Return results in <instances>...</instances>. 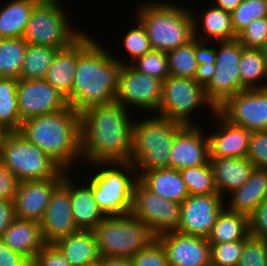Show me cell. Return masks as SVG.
<instances>
[{
  "mask_svg": "<svg viewBox=\"0 0 267 266\" xmlns=\"http://www.w3.org/2000/svg\"><path fill=\"white\" fill-rule=\"evenodd\" d=\"M54 245L71 266H96L101 257L92 230H79Z\"/></svg>",
  "mask_w": 267,
  "mask_h": 266,
  "instance_id": "cell-26",
  "label": "cell"
},
{
  "mask_svg": "<svg viewBox=\"0 0 267 266\" xmlns=\"http://www.w3.org/2000/svg\"><path fill=\"white\" fill-rule=\"evenodd\" d=\"M11 133L5 126L0 125V153L4 146L6 137Z\"/></svg>",
  "mask_w": 267,
  "mask_h": 266,
  "instance_id": "cell-54",
  "label": "cell"
},
{
  "mask_svg": "<svg viewBox=\"0 0 267 266\" xmlns=\"http://www.w3.org/2000/svg\"><path fill=\"white\" fill-rule=\"evenodd\" d=\"M156 239L163 246L169 266H209L211 245L207 238L172 231Z\"/></svg>",
  "mask_w": 267,
  "mask_h": 266,
  "instance_id": "cell-18",
  "label": "cell"
},
{
  "mask_svg": "<svg viewBox=\"0 0 267 266\" xmlns=\"http://www.w3.org/2000/svg\"><path fill=\"white\" fill-rule=\"evenodd\" d=\"M239 71L241 91L267 88V65L260 48H245L242 46Z\"/></svg>",
  "mask_w": 267,
  "mask_h": 266,
  "instance_id": "cell-33",
  "label": "cell"
},
{
  "mask_svg": "<svg viewBox=\"0 0 267 266\" xmlns=\"http://www.w3.org/2000/svg\"><path fill=\"white\" fill-rule=\"evenodd\" d=\"M0 161L15 175L18 182L63 178L67 172L19 132H11L6 137Z\"/></svg>",
  "mask_w": 267,
  "mask_h": 266,
  "instance_id": "cell-9",
  "label": "cell"
},
{
  "mask_svg": "<svg viewBox=\"0 0 267 266\" xmlns=\"http://www.w3.org/2000/svg\"><path fill=\"white\" fill-rule=\"evenodd\" d=\"M135 21L137 23L136 26L134 25L131 29L127 30L122 40L123 48L128 53L127 56L130 58L128 60L131 62L152 50L144 25L138 18Z\"/></svg>",
  "mask_w": 267,
  "mask_h": 266,
  "instance_id": "cell-40",
  "label": "cell"
},
{
  "mask_svg": "<svg viewBox=\"0 0 267 266\" xmlns=\"http://www.w3.org/2000/svg\"><path fill=\"white\" fill-rule=\"evenodd\" d=\"M96 171L87 179L93 194L106 217L131 213L137 171L131 162L91 163ZM97 166V167H96ZM100 168V169H99ZM103 168V169H102Z\"/></svg>",
  "mask_w": 267,
  "mask_h": 266,
  "instance_id": "cell-6",
  "label": "cell"
},
{
  "mask_svg": "<svg viewBox=\"0 0 267 266\" xmlns=\"http://www.w3.org/2000/svg\"><path fill=\"white\" fill-rule=\"evenodd\" d=\"M237 39L245 48H260L267 39V17L253 21L237 35Z\"/></svg>",
  "mask_w": 267,
  "mask_h": 266,
  "instance_id": "cell-44",
  "label": "cell"
},
{
  "mask_svg": "<svg viewBox=\"0 0 267 266\" xmlns=\"http://www.w3.org/2000/svg\"><path fill=\"white\" fill-rule=\"evenodd\" d=\"M189 195L218 194L211 164L179 170Z\"/></svg>",
  "mask_w": 267,
  "mask_h": 266,
  "instance_id": "cell-37",
  "label": "cell"
},
{
  "mask_svg": "<svg viewBox=\"0 0 267 266\" xmlns=\"http://www.w3.org/2000/svg\"><path fill=\"white\" fill-rule=\"evenodd\" d=\"M57 51L54 47L28 44L19 79H45Z\"/></svg>",
  "mask_w": 267,
  "mask_h": 266,
  "instance_id": "cell-34",
  "label": "cell"
},
{
  "mask_svg": "<svg viewBox=\"0 0 267 266\" xmlns=\"http://www.w3.org/2000/svg\"><path fill=\"white\" fill-rule=\"evenodd\" d=\"M1 239L12 251L22 254L31 263L45 245L40 223L17 217L5 230Z\"/></svg>",
  "mask_w": 267,
  "mask_h": 266,
  "instance_id": "cell-25",
  "label": "cell"
},
{
  "mask_svg": "<svg viewBox=\"0 0 267 266\" xmlns=\"http://www.w3.org/2000/svg\"><path fill=\"white\" fill-rule=\"evenodd\" d=\"M71 176L70 173V201L74 223L79 230H93L106 216L96 203L93 187L87 180V175L85 182L82 179L79 183Z\"/></svg>",
  "mask_w": 267,
  "mask_h": 266,
  "instance_id": "cell-23",
  "label": "cell"
},
{
  "mask_svg": "<svg viewBox=\"0 0 267 266\" xmlns=\"http://www.w3.org/2000/svg\"><path fill=\"white\" fill-rule=\"evenodd\" d=\"M17 102L21 122L68 106L66 97L44 79H18Z\"/></svg>",
  "mask_w": 267,
  "mask_h": 266,
  "instance_id": "cell-16",
  "label": "cell"
},
{
  "mask_svg": "<svg viewBox=\"0 0 267 266\" xmlns=\"http://www.w3.org/2000/svg\"><path fill=\"white\" fill-rule=\"evenodd\" d=\"M191 11L193 17V37L204 45L237 38L232 27L230 12L213 4L207 9H203L200 17H197L199 14H194L193 9Z\"/></svg>",
  "mask_w": 267,
  "mask_h": 266,
  "instance_id": "cell-22",
  "label": "cell"
},
{
  "mask_svg": "<svg viewBox=\"0 0 267 266\" xmlns=\"http://www.w3.org/2000/svg\"><path fill=\"white\" fill-rule=\"evenodd\" d=\"M211 44L206 48L215 57V72L204 89L206 97L218 108L230 96L241 91L239 64L242 44L237 38L214 42L216 48Z\"/></svg>",
  "mask_w": 267,
  "mask_h": 266,
  "instance_id": "cell-11",
  "label": "cell"
},
{
  "mask_svg": "<svg viewBox=\"0 0 267 266\" xmlns=\"http://www.w3.org/2000/svg\"><path fill=\"white\" fill-rule=\"evenodd\" d=\"M27 46L23 38H0V77L19 79Z\"/></svg>",
  "mask_w": 267,
  "mask_h": 266,
  "instance_id": "cell-36",
  "label": "cell"
},
{
  "mask_svg": "<svg viewBox=\"0 0 267 266\" xmlns=\"http://www.w3.org/2000/svg\"><path fill=\"white\" fill-rule=\"evenodd\" d=\"M247 158L256 168L267 167V131L251 133Z\"/></svg>",
  "mask_w": 267,
  "mask_h": 266,
  "instance_id": "cell-45",
  "label": "cell"
},
{
  "mask_svg": "<svg viewBox=\"0 0 267 266\" xmlns=\"http://www.w3.org/2000/svg\"><path fill=\"white\" fill-rule=\"evenodd\" d=\"M92 231L101 256L131 258L156 239L153 231L131 213L105 217Z\"/></svg>",
  "mask_w": 267,
  "mask_h": 266,
  "instance_id": "cell-7",
  "label": "cell"
},
{
  "mask_svg": "<svg viewBox=\"0 0 267 266\" xmlns=\"http://www.w3.org/2000/svg\"><path fill=\"white\" fill-rule=\"evenodd\" d=\"M217 110L231 123L251 132L267 131V88L239 91Z\"/></svg>",
  "mask_w": 267,
  "mask_h": 266,
  "instance_id": "cell-14",
  "label": "cell"
},
{
  "mask_svg": "<svg viewBox=\"0 0 267 266\" xmlns=\"http://www.w3.org/2000/svg\"><path fill=\"white\" fill-rule=\"evenodd\" d=\"M214 72H215V57L206 48L200 56L194 80L198 84L205 86L214 75Z\"/></svg>",
  "mask_w": 267,
  "mask_h": 266,
  "instance_id": "cell-48",
  "label": "cell"
},
{
  "mask_svg": "<svg viewBox=\"0 0 267 266\" xmlns=\"http://www.w3.org/2000/svg\"><path fill=\"white\" fill-rule=\"evenodd\" d=\"M163 80L143 74L130 64H122L115 101L126 109L157 113L161 103Z\"/></svg>",
  "mask_w": 267,
  "mask_h": 266,
  "instance_id": "cell-13",
  "label": "cell"
},
{
  "mask_svg": "<svg viewBox=\"0 0 267 266\" xmlns=\"http://www.w3.org/2000/svg\"><path fill=\"white\" fill-rule=\"evenodd\" d=\"M138 180L151 192L173 202L182 203L189 196L186 184L177 169H153L143 172Z\"/></svg>",
  "mask_w": 267,
  "mask_h": 266,
  "instance_id": "cell-28",
  "label": "cell"
},
{
  "mask_svg": "<svg viewBox=\"0 0 267 266\" xmlns=\"http://www.w3.org/2000/svg\"><path fill=\"white\" fill-rule=\"evenodd\" d=\"M40 0H8L0 7V38H22Z\"/></svg>",
  "mask_w": 267,
  "mask_h": 266,
  "instance_id": "cell-30",
  "label": "cell"
},
{
  "mask_svg": "<svg viewBox=\"0 0 267 266\" xmlns=\"http://www.w3.org/2000/svg\"><path fill=\"white\" fill-rule=\"evenodd\" d=\"M267 17V0H243L231 12L232 27L236 35L256 19Z\"/></svg>",
  "mask_w": 267,
  "mask_h": 266,
  "instance_id": "cell-39",
  "label": "cell"
},
{
  "mask_svg": "<svg viewBox=\"0 0 267 266\" xmlns=\"http://www.w3.org/2000/svg\"><path fill=\"white\" fill-rule=\"evenodd\" d=\"M215 185L226 199L230 192L242 187L250 178L256 166L248 158H210Z\"/></svg>",
  "mask_w": 267,
  "mask_h": 266,
  "instance_id": "cell-24",
  "label": "cell"
},
{
  "mask_svg": "<svg viewBox=\"0 0 267 266\" xmlns=\"http://www.w3.org/2000/svg\"><path fill=\"white\" fill-rule=\"evenodd\" d=\"M88 34L83 33L78 38L75 78L67 99L68 105L78 113L92 106L115 102L122 69L121 61Z\"/></svg>",
  "mask_w": 267,
  "mask_h": 266,
  "instance_id": "cell-2",
  "label": "cell"
},
{
  "mask_svg": "<svg viewBox=\"0 0 267 266\" xmlns=\"http://www.w3.org/2000/svg\"><path fill=\"white\" fill-rule=\"evenodd\" d=\"M18 79L0 77V125L11 132H18L21 127L17 102Z\"/></svg>",
  "mask_w": 267,
  "mask_h": 266,
  "instance_id": "cell-35",
  "label": "cell"
},
{
  "mask_svg": "<svg viewBox=\"0 0 267 266\" xmlns=\"http://www.w3.org/2000/svg\"><path fill=\"white\" fill-rule=\"evenodd\" d=\"M248 235V217L237 212H232L224 207L218 214L207 239L210 244H220L244 240Z\"/></svg>",
  "mask_w": 267,
  "mask_h": 266,
  "instance_id": "cell-31",
  "label": "cell"
},
{
  "mask_svg": "<svg viewBox=\"0 0 267 266\" xmlns=\"http://www.w3.org/2000/svg\"><path fill=\"white\" fill-rule=\"evenodd\" d=\"M238 266H267V240L248 235Z\"/></svg>",
  "mask_w": 267,
  "mask_h": 266,
  "instance_id": "cell-42",
  "label": "cell"
},
{
  "mask_svg": "<svg viewBox=\"0 0 267 266\" xmlns=\"http://www.w3.org/2000/svg\"><path fill=\"white\" fill-rule=\"evenodd\" d=\"M119 59L121 64H130L137 71L160 80H165L169 76L168 56L166 52L151 50L143 56L136 58L133 62Z\"/></svg>",
  "mask_w": 267,
  "mask_h": 266,
  "instance_id": "cell-38",
  "label": "cell"
},
{
  "mask_svg": "<svg viewBox=\"0 0 267 266\" xmlns=\"http://www.w3.org/2000/svg\"><path fill=\"white\" fill-rule=\"evenodd\" d=\"M32 266H71L54 244H45L36 254Z\"/></svg>",
  "mask_w": 267,
  "mask_h": 266,
  "instance_id": "cell-47",
  "label": "cell"
},
{
  "mask_svg": "<svg viewBox=\"0 0 267 266\" xmlns=\"http://www.w3.org/2000/svg\"><path fill=\"white\" fill-rule=\"evenodd\" d=\"M181 203L173 202L147 189L139 180L134 184L131 214L147 225L157 237L177 231Z\"/></svg>",
  "mask_w": 267,
  "mask_h": 266,
  "instance_id": "cell-12",
  "label": "cell"
},
{
  "mask_svg": "<svg viewBox=\"0 0 267 266\" xmlns=\"http://www.w3.org/2000/svg\"><path fill=\"white\" fill-rule=\"evenodd\" d=\"M63 178L26 180L18 182L13 199L15 216L41 222L54 189Z\"/></svg>",
  "mask_w": 267,
  "mask_h": 266,
  "instance_id": "cell-20",
  "label": "cell"
},
{
  "mask_svg": "<svg viewBox=\"0 0 267 266\" xmlns=\"http://www.w3.org/2000/svg\"><path fill=\"white\" fill-rule=\"evenodd\" d=\"M0 266H32L22 254L12 251L0 238Z\"/></svg>",
  "mask_w": 267,
  "mask_h": 266,
  "instance_id": "cell-50",
  "label": "cell"
},
{
  "mask_svg": "<svg viewBox=\"0 0 267 266\" xmlns=\"http://www.w3.org/2000/svg\"><path fill=\"white\" fill-rule=\"evenodd\" d=\"M224 201L220 194L189 195L181 203L177 231L208 238L218 214L225 207Z\"/></svg>",
  "mask_w": 267,
  "mask_h": 266,
  "instance_id": "cell-17",
  "label": "cell"
},
{
  "mask_svg": "<svg viewBox=\"0 0 267 266\" xmlns=\"http://www.w3.org/2000/svg\"><path fill=\"white\" fill-rule=\"evenodd\" d=\"M225 208L249 217L254 209L267 199V185L262 168H255L248 181L229 193Z\"/></svg>",
  "mask_w": 267,
  "mask_h": 266,
  "instance_id": "cell-27",
  "label": "cell"
},
{
  "mask_svg": "<svg viewBox=\"0 0 267 266\" xmlns=\"http://www.w3.org/2000/svg\"><path fill=\"white\" fill-rule=\"evenodd\" d=\"M210 245L211 265L238 266L244 247V240Z\"/></svg>",
  "mask_w": 267,
  "mask_h": 266,
  "instance_id": "cell-41",
  "label": "cell"
},
{
  "mask_svg": "<svg viewBox=\"0 0 267 266\" xmlns=\"http://www.w3.org/2000/svg\"><path fill=\"white\" fill-rule=\"evenodd\" d=\"M249 235L267 240V199L263 200L248 217Z\"/></svg>",
  "mask_w": 267,
  "mask_h": 266,
  "instance_id": "cell-46",
  "label": "cell"
},
{
  "mask_svg": "<svg viewBox=\"0 0 267 266\" xmlns=\"http://www.w3.org/2000/svg\"><path fill=\"white\" fill-rule=\"evenodd\" d=\"M261 51H262V54L265 58V62H266V65H267V39L265 41V43L260 47Z\"/></svg>",
  "mask_w": 267,
  "mask_h": 266,
  "instance_id": "cell-55",
  "label": "cell"
},
{
  "mask_svg": "<svg viewBox=\"0 0 267 266\" xmlns=\"http://www.w3.org/2000/svg\"><path fill=\"white\" fill-rule=\"evenodd\" d=\"M129 111V112H128ZM130 110L116 101L80 113L82 163L130 162L133 125Z\"/></svg>",
  "mask_w": 267,
  "mask_h": 266,
  "instance_id": "cell-1",
  "label": "cell"
},
{
  "mask_svg": "<svg viewBox=\"0 0 267 266\" xmlns=\"http://www.w3.org/2000/svg\"><path fill=\"white\" fill-rule=\"evenodd\" d=\"M210 163L209 140L202 124L185 125L176 135L169 155V168L181 170Z\"/></svg>",
  "mask_w": 267,
  "mask_h": 266,
  "instance_id": "cell-19",
  "label": "cell"
},
{
  "mask_svg": "<svg viewBox=\"0 0 267 266\" xmlns=\"http://www.w3.org/2000/svg\"><path fill=\"white\" fill-rule=\"evenodd\" d=\"M176 3L146 1L136 10L135 16L145 27L152 50L167 53L193 38L191 8Z\"/></svg>",
  "mask_w": 267,
  "mask_h": 266,
  "instance_id": "cell-4",
  "label": "cell"
},
{
  "mask_svg": "<svg viewBox=\"0 0 267 266\" xmlns=\"http://www.w3.org/2000/svg\"><path fill=\"white\" fill-rule=\"evenodd\" d=\"M265 175L266 185H267V167L262 168Z\"/></svg>",
  "mask_w": 267,
  "mask_h": 266,
  "instance_id": "cell-56",
  "label": "cell"
},
{
  "mask_svg": "<svg viewBox=\"0 0 267 266\" xmlns=\"http://www.w3.org/2000/svg\"><path fill=\"white\" fill-rule=\"evenodd\" d=\"M17 185L15 175L0 161V199L13 200Z\"/></svg>",
  "mask_w": 267,
  "mask_h": 266,
  "instance_id": "cell-49",
  "label": "cell"
},
{
  "mask_svg": "<svg viewBox=\"0 0 267 266\" xmlns=\"http://www.w3.org/2000/svg\"><path fill=\"white\" fill-rule=\"evenodd\" d=\"M77 59L78 39L68 47L57 51L44 79L63 94L66 99L71 96Z\"/></svg>",
  "mask_w": 267,
  "mask_h": 266,
  "instance_id": "cell-29",
  "label": "cell"
},
{
  "mask_svg": "<svg viewBox=\"0 0 267 266\" xmlns=\"http://www.w3.org/2000/svg\"><path fill=\"white\" fill-rule=\"evenodd\" d=\"M40 227L45 244H55L60 239L79 231L71 212L69 171L54 189Z\"/></svg>",
  "mask_w": 267,
  "mask_h": 266,
  "instance_id": "cell-15",
  "label": "cell"
},
{
  "mask_svg": "<svg viewBox=\"0 0 267 266\" xmlns=\"http://www.w3.org/2000/svg\"><path fill=\"white\" fill-rule=\"evenodd\" d=\"M242 1L243 0H214L212 3L214 6L231 13Z\"/></svg>",
  "mask_w": 267,
  "mask_h": 266,
  "instance_id": "cell-53",
  "label": "cell"
},
{
  "mask_svg": "<svg viewBox=\"0 0 267 266\" xmlns=\"http://www.w3.org/2000/svg\"><path fill=\"white\" fill-rule=\"evenodd\" d=\"M96 266H133L131 258L101 256Z\"/></svg>",
  "mask_w": 267,
  "mask_h": 266,
  "instance_id": "cell-52",
  "label": "cell"
},
{
  "mask_svg": "<svg viewBox=\"0 0 267 266\" xmlns=\"http://www.w3.org/2000/svg\"><path fill=\"white\" fill-rule=\"evenodd\" d=\"M18 132L66 171L82 163L80 113L69 105L22 122Z\"/></svg>",
  "mask_w": 267,
  "mask_h": 266,
  "instance_id": "cell-3",
  "label": "cell"
},
{
  "mask_svg": "<svg viewBox=\"0 0 267 266\" xmlns=\"http://www.w3.org/2000/svg\"><path fill=\"white\" fill-rule=\"evenodd\" d=\"M131 261L133 266H169L165 250L157 239L135 253Z\"/></svg>",
  "mask_w": 267,
  "mask_h": 266,
  "instance_id": "cell-43",
  "label": "cell"
},
{
  "mask_svg": "<svg viewBox=\"0 0 267 266\" xmlns=\"http://www.w3.org/2000/svg\"><path fill=\"white\" fill-rule=\"evenodd\" d=\"M204 107L209 108L212 114L217 110L206 97L203 85L198 84L193 78L169 75L163 81L161 103L156 115L183 125H199L200 123L196 124L194 121L195 110H202Z\"/></svg>",
  "mask_w": 267,
  "mask_h": 266,
  "instance_id": "cell-10",
  "label": "cell"
},
{
  "mask_svg": "<svg viewBox=\"0 0 267 266\" xmlns=\"http://www.w3.org/2000/svg\"><path fill=\"white\" fill-rule=\"evenodd\" d=\"M150 116V117H149ZM135 119L130 162L139 177L153 169L169 168V155L177 133L185 126L152 114Z\"/></svg>",
  "mask_w": 267,
  "mask_h": 266,
  "instance_id": "cell-5",
  "label": "cell"
},
{
  "mask_svg": "<svg viewBox=\"0 0 267 266\" xmlns=\"http://www.w3.org/2000/svg\"><path fill=\"white\" fill-rule=\"evenodd\" d=\"M217 129L207 134L210 158H247L251 131L227 120L218 110L212 114Z\"/></svg>",
  "mask_w": 267,
  "mask_h": 266,
  "instance_id": "cell-21",
  "label": "cell"
},
{
  "mask_svg": "<svg viewBox=\"0 0 267 266\" xmlns=\"http://www.w3.org/2000/svg\"><path fill=\"white\" fill-rule=\"evenodd\" d=\"M15 218L13 200L0 199V238Z\"/></svg>",
  "mask_w": 267,
  "mask_h": 266,
  "instance_id": "cell-51",
  "label": "cell"
},
{
  "mask_svg": "<svg viewBox=\"0 0 267 266\" xmlns=\"http://www.w3.org/2000/svg\"><path fill=\"white\" fill-rule=\"evenodd\" d=\"M61 0H40L30 15L23 39L28 44L64 49L84 32L72 28ZM72 26V27H71Z\"/></svg>",
  "mask_w": 267,
  "mask_h": 266,
  "instance_id": "cell-8",
  "label": "cell"
},
{
  "mask_svg": "<svg viewBox=\"0 0 267 266\" xmlns=\"http://www.w3.org/2000/svg\"><path fill=\"white\" fill-rule=\"evenodd\" d=\"M205 49L206 45L193 37L186 44L168 51L169 75L194 79L200 56Z\"/></svg>",
  "mask_w": 267,
  "mask_h": 266,
  "instance_id": "cell-32",
  "label": "cell"
}]
</instances>
